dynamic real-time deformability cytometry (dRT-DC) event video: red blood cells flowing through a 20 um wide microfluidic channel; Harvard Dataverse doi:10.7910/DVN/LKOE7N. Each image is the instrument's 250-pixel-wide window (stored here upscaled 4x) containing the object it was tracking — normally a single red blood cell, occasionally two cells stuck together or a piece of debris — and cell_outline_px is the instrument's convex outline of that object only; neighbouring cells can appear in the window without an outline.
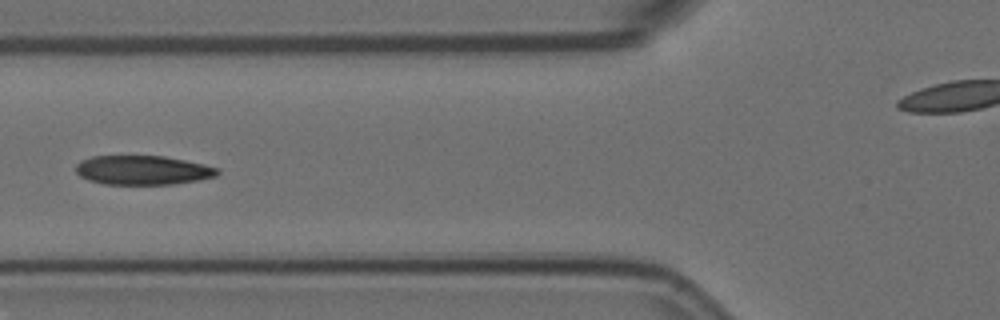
{"species": "Egyptian fruit bat (a non-hibernating species)", "species_latin": "Rousettus aegyptiacus", "temperature_condition": "room temperature", "stored_images_in_passage": 8, "camera_frame_rate_fps": 3000, "um_per_image_px": 0.085, "animal": {"sex": "female"}, "frame": {"image": 1, "passage_image": 4, "time_ms": 1.0, "image_size_px": [1000, 320], "cell_outline_px": [[220, 172], [216, 176], [200, 180], [172, 184], [104, 184], [88, 180], [80, 176], [76, 172], [76, 164], [80, 160], [92, 156], [164, 156], [204, 164], [220, 168]], "centroid_in_image_um": [12.14, 14.46], "position_along_channel_um": 113.7, "area_um2": 24.22}}
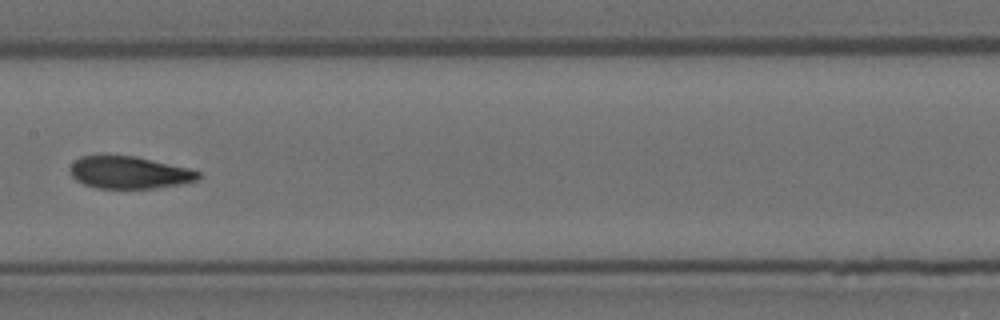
{"frame": {"image": 2, "passage_image": 6, "time_ms": 1.667, "image_size_px": [1000, 320], "cell_outline_px": [[200, 180], [180, 184], [156, 188], [96, 188], [84, 184], [76, 180], [72, 176], [68, 168], [80, 156], [136, 156], [188, 168], [200, 172]], "centroid_in_image_um": [10.99, 14.67], "position_along_channel_um": 196.4, "area_um2": 24.04}}
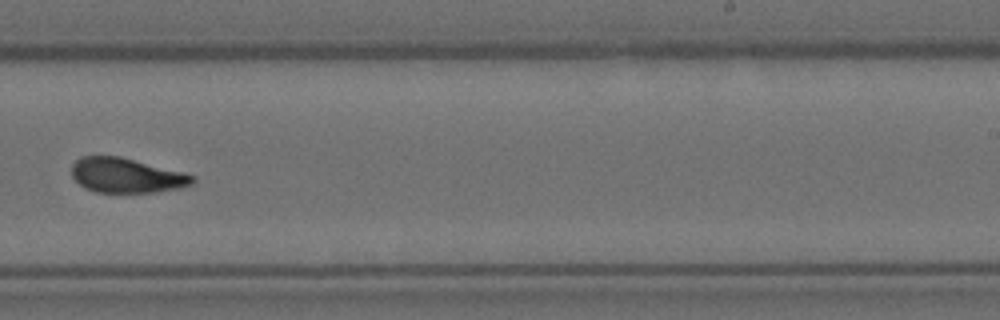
{"frame": {"image": 3, "passage_image": 8, "time_ms": 2.333, "image_size_px": [1000, 320], "cell_outline_px": [[196, 180], [192, 184], [180, 188], [156, 192], [96, 192], [84, 188], [72, 176], [72, 164], [80, 156], [120, 156], [196, 176]], "centroid_in_image_um": [10.73, 14.91], "position_along_channel_um": 278.3, "area_um2": 24.33}}